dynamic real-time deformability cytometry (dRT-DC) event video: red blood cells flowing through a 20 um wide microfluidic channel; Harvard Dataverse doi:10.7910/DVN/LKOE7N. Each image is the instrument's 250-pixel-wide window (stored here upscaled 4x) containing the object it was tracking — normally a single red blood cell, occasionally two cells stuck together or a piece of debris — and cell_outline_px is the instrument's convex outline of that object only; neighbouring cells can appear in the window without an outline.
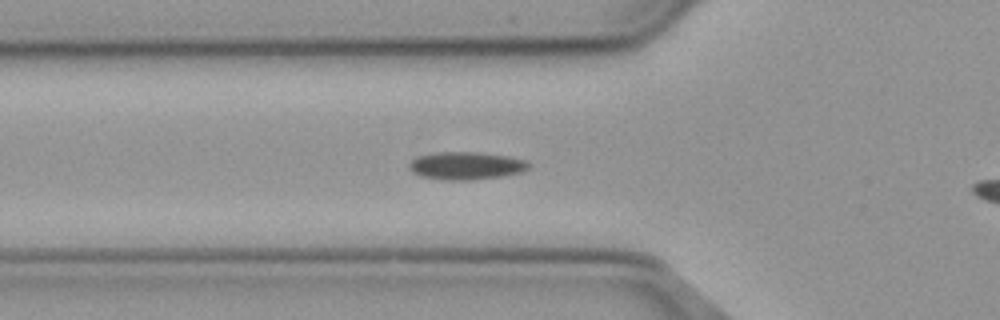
{"species": "common noctule bat (a hibernating species)", "species_latin": "Nyctalus noctula", "temperature_condition": "cold", "stored_images_in_passage": 31, "camera_frame_rate_fps": 3000, "um_per_image_px": 0.085, "animal": {"sex": "male", "body_mass_g": 23.1, "forearm_length_mm": 52.7}, "frame": {"image": 1, "passage_image": 5, "time_ms": 1.333, "image_size_px": [1000, 320], "cell_outline_px": [[528, 168], [524, 172], [500, 176], [468, 180], [444, 180], [420, 176], [412, 172], [408, 168], [408, 164], [412, 160], [420, 156], [440, 152], [476, 152], [504, 156], [524, 160], [528, 164]], "centroid_in_image_um": [39.57, 14.1], "position_along_channel_um": 86.2, "area_um2": 19.02}}
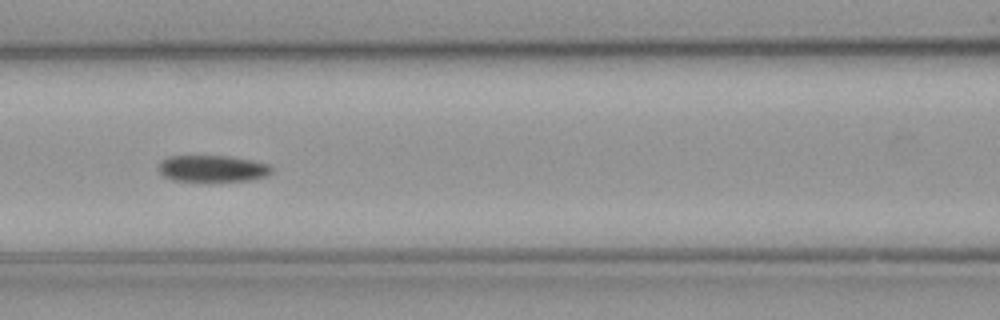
{"frame": {"image": 2, "passage_image": 10, "time_ms": 3.0, "image_size_px": [1000, 320], "cell_outline_px": [[272, 172], [268, 176], [252, 180], [208, 184], [204, 184], [172, 180], [164, 176], [160, 172], [160, 164], [168, 156], [228, 156], [252, 160], [268, 164], [272, 168]], "centroid_in_image_um": [18.1, 14.39], "position_along_channel_um": 148.5, "area_um2": 18.38}}